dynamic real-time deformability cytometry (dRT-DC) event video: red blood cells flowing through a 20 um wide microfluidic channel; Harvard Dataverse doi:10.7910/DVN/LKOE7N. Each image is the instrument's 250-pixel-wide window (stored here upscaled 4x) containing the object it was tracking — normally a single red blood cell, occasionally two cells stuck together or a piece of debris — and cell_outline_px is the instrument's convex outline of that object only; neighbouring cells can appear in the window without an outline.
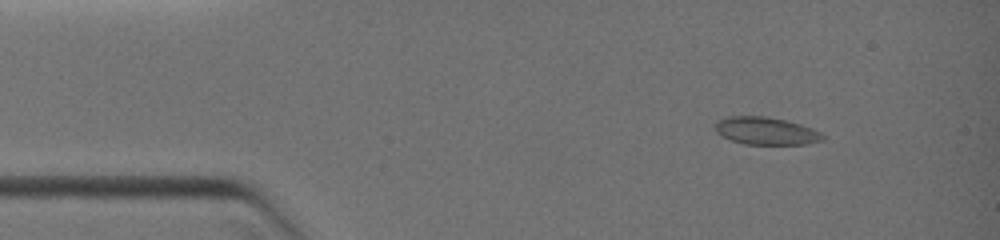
{"species": "common noctule bat (a hibernating species)", "species_latin": "Nyctalus noctula", "temperature_condition": "warm", "stored_images_in_passage": 14, "camera_frame_rate_fps": 3000, "um_per_image_px": 0.085, "animal": {"sex": "female", "body_mass_g": 19.0, "forearm_length_mm": 51.5}, "frame": {"image": 1, "passage_image": 1, "time_ms": 0.0, "image_size_px": [1000, 240], "cell_outline_px": [[824, 140], [804, 144], [744, 144], [732, 140], [716, 132], [716, 124], [720, 120], [728, 116], [768, 116], [788, 120], [812, 128], [820, 132], [824, 136]], "centroid_in_image_um": [65.14, 11.12], "position_along_channel_um": 19.9, "area_um2": 17.17}}
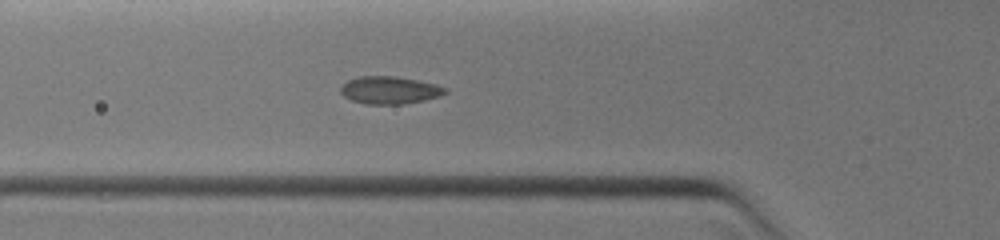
{"frame": {"image": 2, "passage_image": 10, "time_ms": 3.0, "image_size_px": [1000, 240], "cell_outline_px": [[448, 92], [440, 96], [424, 100], [404, 104], [364, 104], [352, 100], [344, 96], [340, 92], [340, 88], [348, 80], [360, 76], [396, 76], [436, 84], [448, 88]], "centroid_in_image_um": [33.14, 7.66], "position_along_channel_um": 92.7, "area_um2": 16.82}}
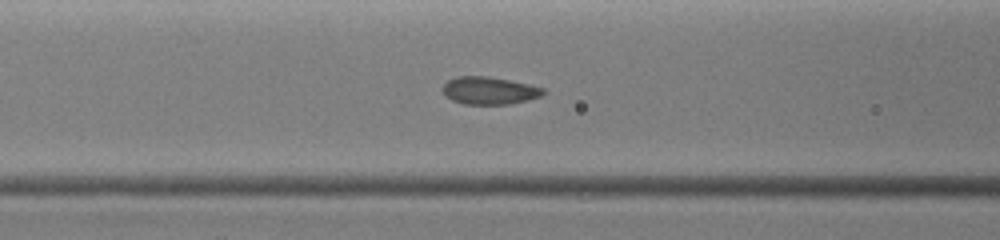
{"frame": {"image": 3, "passage_image": 12, "time_ms": 3.667, "image_size_px": [1000, 240], "cell_outline_px": [[548, 92], [540, 96], [528, 100], [508, 104], [464, 104], [452, 100], [444, 96], [440, 88], [448, 80], [456, 76], [488, 76], [528, 84], [544, 88]], "centroid_in_image_um": [41.56, 7.7], "position_along_channel_um": 125.0, "area_um2": 16.3}}